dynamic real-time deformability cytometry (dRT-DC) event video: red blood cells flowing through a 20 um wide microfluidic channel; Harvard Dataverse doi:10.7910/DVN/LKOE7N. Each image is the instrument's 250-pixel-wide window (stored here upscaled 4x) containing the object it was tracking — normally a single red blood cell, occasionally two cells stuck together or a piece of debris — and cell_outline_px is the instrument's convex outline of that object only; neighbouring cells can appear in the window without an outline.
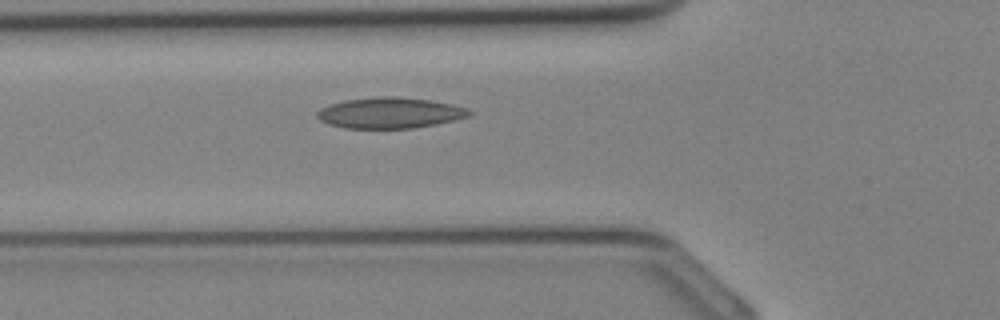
{"species": "Egyptian fruit bat (a non-hibernating species)", "species_latin": "Rousettus aegyptiacus", "temperature_condition": "cold", "stored_images_in_passage": 30, "camera_frame_rate_fps": 3000, "um_per_image_px": 0.085, "animal": {"sex": "female"}, "frame": {"image": 1, "passage_image": 9, "time_ms": 2.667, "image_size_px": [1000, 320], "cell_outline_px": [[472, 112], [468, 116], [436, 124], [412, 128], [344, 128], [328, 124], [320, 120], [316, 116], [316, 112], [320, 108], [344, 100], [376, 96], [400, 96], [432, 100], [452, 104], [468, 108]], "centroid_in_image_um": [33.12, 9.58], "position_along_channel_um": 92.7, "area_um2": 27.46}}
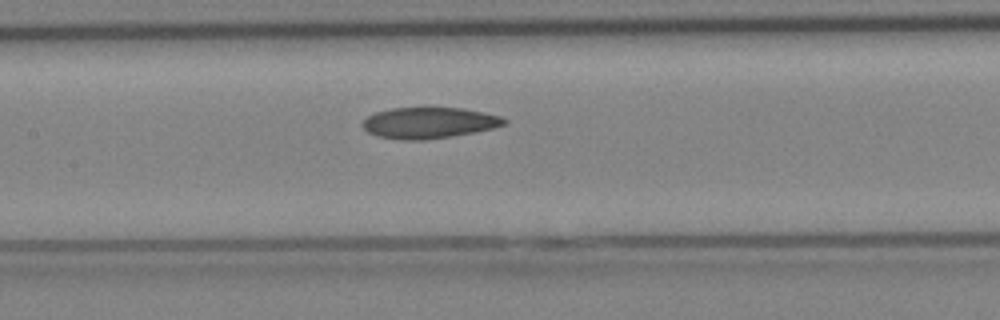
{"frame": {"image": 2, "passage_image": 13, "time_ms": 4.0, "image_size_px": [1000, 320], "cell_outline_px": [[508, 124], [492, 128], [472, 132], [424, 140], [400, 140], [376, 136], [368, 132], [360, 124], [368, 116], [376, 112], [392, 108], [428, 104], [464, 108], [484, 112], [500, 116], [508, 120]], "centroid_in_image_um": [36.45, 10.38], "position_along_channel_um": 171.0, "area_um2": 26.59}}
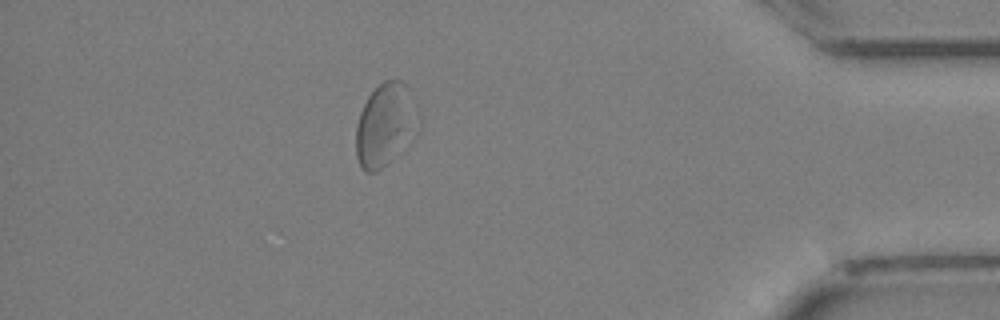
{"frame": {"image": 3, "passage_image": 27, "time_ms": 8.667, "image_size_px": [1000, 320], "cell_outline_px": [[420, 132], [388, 164], [376, 172], [368, 172], [360, 164], [356, 156], [356, 128], [360, 112], [368, 96], [384, 80], [400, 80], [408, 88], [420, 112]], "centroid_in_image_um": [32.81, 10.62], "position_along_channel_um": 402.4, "area_um2": 30.63}}